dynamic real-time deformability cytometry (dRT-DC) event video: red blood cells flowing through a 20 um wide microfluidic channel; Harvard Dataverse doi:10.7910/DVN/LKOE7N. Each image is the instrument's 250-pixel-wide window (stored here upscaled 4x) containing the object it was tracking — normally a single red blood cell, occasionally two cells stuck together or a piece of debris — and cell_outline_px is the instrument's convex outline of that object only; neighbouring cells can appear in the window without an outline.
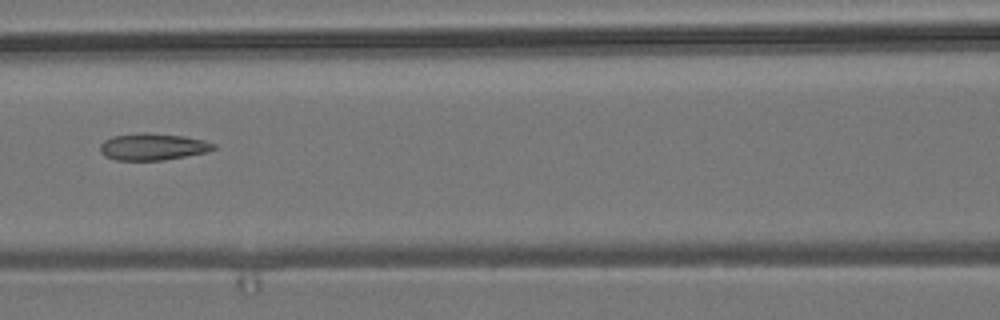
{"species": "common noctule bat (a hibernating species)", "species_latin": "Nyctalus noctula", "temperature_condition": "room temperature", "stored_images_in_passage": 7, "camera_frame_rate_fps": 3000, "um_per_image_px": 0.085, "animal": {"sex": "male", "body_mass_g": 19.2, "forearm_length_mm": 51.8}, "frame": {"image": 1, "passage_image": 7, "time_ms": 7.667, "image_size_px": [1000, 320], "cell_outline_px": [[216, 148], [204, 152], [164, 160], [116, 160], [104, 156], [100, 152], [100, 144], [104, 140], [112, 136], [140, 132], [148, 132], [184, 136], [204, 140], [216, 144]], "centroid_in_image_um": [12.95, 12.46], "position_along_channel_um": 153.7, "area_um2": 17.8}}